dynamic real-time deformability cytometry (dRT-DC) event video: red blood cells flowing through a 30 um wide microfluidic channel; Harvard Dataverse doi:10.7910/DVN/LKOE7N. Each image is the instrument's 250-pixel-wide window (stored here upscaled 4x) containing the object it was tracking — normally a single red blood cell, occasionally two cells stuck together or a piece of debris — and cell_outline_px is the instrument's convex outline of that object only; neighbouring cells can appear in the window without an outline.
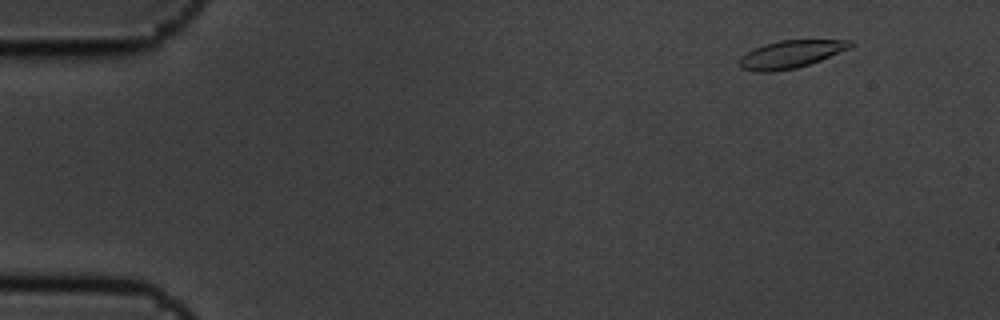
{"species": "common noctule bat (a hibernating species)", "species_latin": "Nyctalus noctula", "temperature_condition": "cold", "stored_images_in_passage": 12, "camera_frame_rate_fps": 3000, "um_per_image_px": 0.085, "animal": {"sex": "male", "body_mass_g": 19.5, "forearm_length_mm": 54.6}, "frame": {"image": 1, "passage_image": 1, "time_ms": 0.0, "image_size_px": [1000, 320], "cell_outline_px": [[856, 44], [848, 48], [820, 60], [796, 68], [772, 72], [756, 72], [740, 68], [740, 56], [764, 44], [780, 40], [856, 40]], "centroid_in_image_um": [67.21, 4.61], "position_along_channel_um": 17.8, "area_um2": 17.74}}
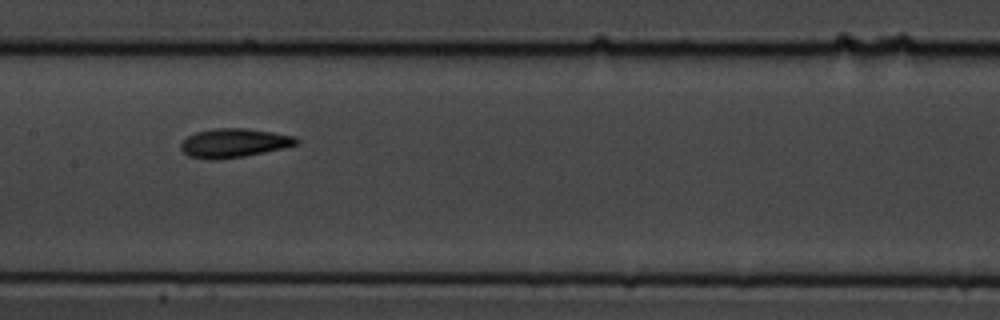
{"frame": {"image": 2, "passage_image": 7, "time_ms": 2.0, "image_size_px": [1000, 320], "cell_outline_px": [[300, 144], [284, 148], [244, 156], [216, 160], [208, 160], [188, 156], [180, 148], [180, 144], [188, 136], [196, 132], [216, 128], [244, 128], [272, 132], [296, 136], [300, 140]], "centroid_in_image_um": [19.91, 12.16], "position_along_channel_um": 187.5, "area_um2": 19.59}}
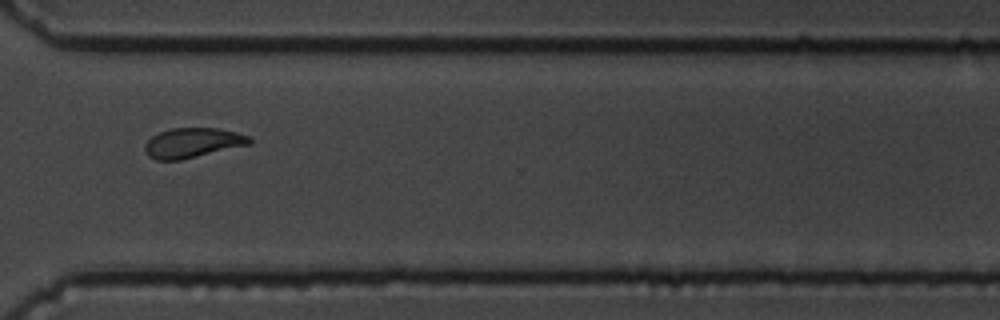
{"frame": {"image": 3, "passage_image": 11, "time_ms": 3.333, "image_size_px": [1000, 320], "cell_outline_px": [[252, 144], [180, 160], [156, 160], [148, 156], [144, 148], [144, 144], [152, 136], [160, 132], [172, 128], [216, 128], [236, 132], [252, 136]], "centroid_in_image_um": [16.4, 12.14], "position_along_channel_um": 354.2, "area_um2": 18.26}}